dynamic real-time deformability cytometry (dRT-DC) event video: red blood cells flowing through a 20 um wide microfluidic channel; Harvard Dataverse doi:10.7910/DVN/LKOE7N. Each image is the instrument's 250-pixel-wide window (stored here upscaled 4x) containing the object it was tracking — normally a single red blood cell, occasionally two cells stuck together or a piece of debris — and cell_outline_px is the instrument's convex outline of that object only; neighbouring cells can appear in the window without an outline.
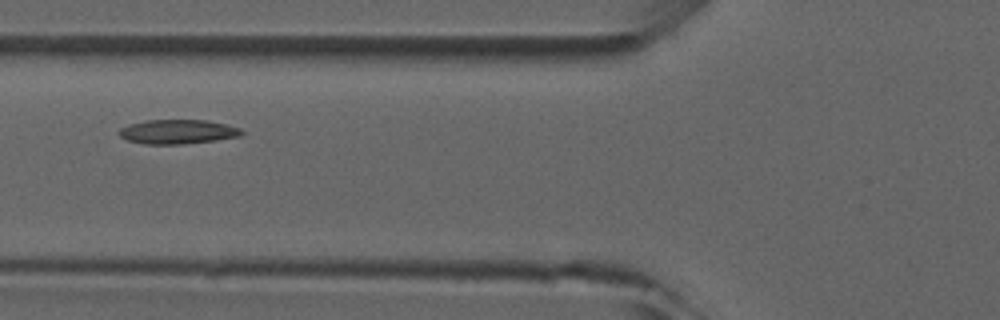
{"species": "common noctule bat (a hibernating species)", "species_latin": "Nyctalus noctula", "temperature_condition": "room temperature", "stored_images_in_passage": 3, "camera_frame_rate_fps": 3000, "um_per_image_px": 0.085, "animal": {"sex": "male", "forearm_length_mm": 52.5}, "frame": {"image": 1, "passage_image": 3, "time_ms": 2.333, "image_size_px": [1000, 320], "cell_outline_px": [[244, 132], [240, 136], [216, 140], [180, 144], [144, 144], [128, 140], [120, 136], [120, 128], [128, 124], [148, 120], [208, 120], [228, 124], [240, 128]], "centroid_in_image_um": [15.13, 11.19], "position_along_channel_um": 110.7, "area_um2": 17.34}}